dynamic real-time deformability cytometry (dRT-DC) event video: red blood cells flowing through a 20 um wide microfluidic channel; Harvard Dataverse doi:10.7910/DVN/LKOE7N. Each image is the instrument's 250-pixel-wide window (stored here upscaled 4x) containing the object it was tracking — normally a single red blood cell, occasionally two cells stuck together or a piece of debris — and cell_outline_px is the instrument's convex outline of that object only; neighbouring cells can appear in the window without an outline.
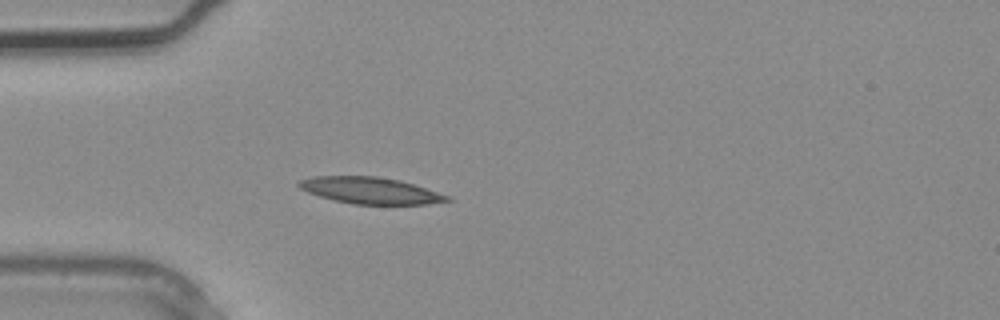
{"species": "common noctule bat (a hibernating species)", "species_latin": "Nyctalus noctula", "temperature_condition": "warm", "stored_images_in_passage": 3, "camera_frame_rate_fps": 3000, "um_per_image_px": 0.085, "animal": {"sex": "male", "body_mass_g": 20.4}, "frame": {"image": 1, "passage_image": 3, "time_ms": 0.667, "image_size_px": [1000, 320], "cell_outline_px": [[452, 200], [424, 204], [352, 204], [320, 196], [308, 192], [300, 188], [296, 184], [300, 180], [312, 176], [376, 176], [400, 180], [448, 196]], "centroid_in_image_um": [31.42, 16.18], "position_along_channel_um": 53.6, "area_um2": 22.54}}